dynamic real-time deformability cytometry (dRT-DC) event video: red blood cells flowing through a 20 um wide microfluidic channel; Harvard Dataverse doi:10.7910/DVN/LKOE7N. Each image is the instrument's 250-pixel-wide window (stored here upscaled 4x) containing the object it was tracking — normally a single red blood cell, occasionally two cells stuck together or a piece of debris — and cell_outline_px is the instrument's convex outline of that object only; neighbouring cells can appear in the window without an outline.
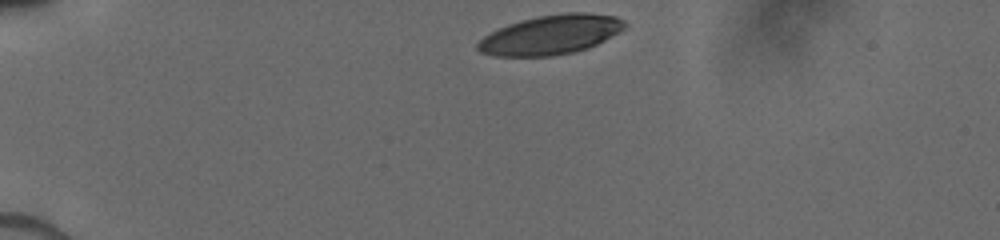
{"species": "human", "species_latin": "Homo sapiens", "temperature_condition": "cold", "stored_images_in_passage": 12, "camera_frame_rate_fps": 3000, "um_per_image_px": 0.085, "donor": {"sex": "male"}, "frame": {"image": 1, "passage_image": 1, "time_ms": 0.0, "image_size_px": [1000, 240], "cell_outline_px": [[628, 24], [624, 28], [604, 40], [596, 44], [572, 52], [552, 56], [496, 56], [480, 52], [476, 48], [476, 44], [484, 36], [508, 24], [520, 20], [540, 16], [564, 12], [588, 12], [616, 16], [624, 20]], "centroid_in_image_um": [46.81, 2.94], "position_along_channel_um": 38.2, "area_um2": 33.52}}
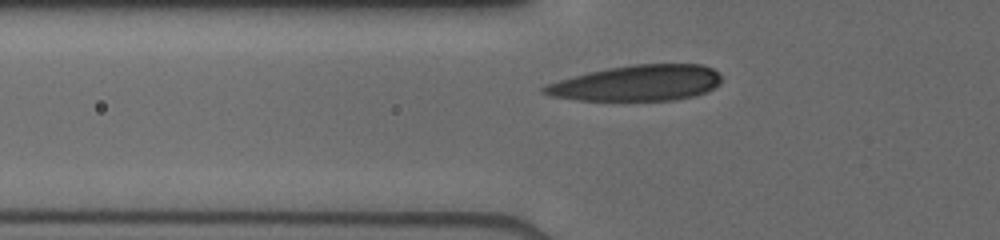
{"frame": {"image": 2, "passage_image": 7, "time_ms": 2.333, "image_size_px": [1000, 240], "cell_outline_px": [[720, 80], [712, 88], [704, 92], [692, 96], [672, 100], [580, 100], [552, 96], [540, 92], [540, 88], [544, 84], [572, 76], [588, 72], [608, 68], [632, 64], [700, 64], [712, 68], [720, 76]], "centroid_in_image_um": [54.07, 7.05], "position_along_channel_um": 71.7, "area_um2": 36.7}}
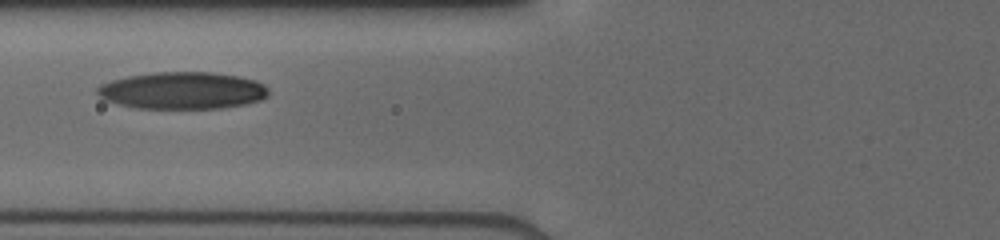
{"frame": {"image": 3, "passage_image": 10, "time_ms": 3.333, "image_size_px": [1000, 240], "cell_outline_px": [[268, 96], [260, 100], [244, 104], [220, 108], [136, 108], [104, 100], [96, 92], [96, 88], [100, 84], [112, 80], [128, 76], [156, 72], [212, 72], [240, 76], [256, 80], [264, 84], [268, 88]], "centroid_in_image_um": [15.52, 7.69], "position_along_channel_um": 110.3, "area_um2": 37.05}}